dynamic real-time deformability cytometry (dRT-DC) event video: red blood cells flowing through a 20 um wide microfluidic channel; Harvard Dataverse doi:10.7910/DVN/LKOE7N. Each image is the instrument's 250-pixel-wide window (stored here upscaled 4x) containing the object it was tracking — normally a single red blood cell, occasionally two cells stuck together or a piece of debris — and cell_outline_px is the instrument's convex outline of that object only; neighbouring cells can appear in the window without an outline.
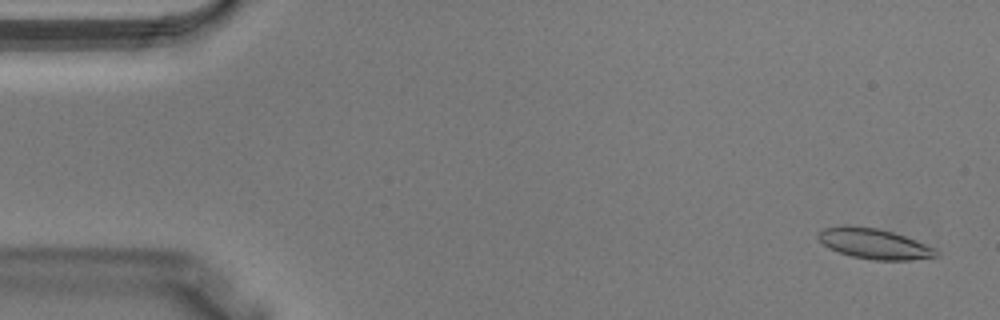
{"species": "Egyptian fruit bat (a non-hibernating species)", "species_latin": "Rousettus aegyptiacus", "temperature_condition": "warm", "stored_images_in_passage": 39, "camera_frame_rate_fps": 3000, "um_per_image_px": 0.085, "animal": {"sex": "male"}, "frame": {"image": 1, "passage_image": 2, "time_ms": 0.333, "image_size_px": [1000, 320], "cell_outline_px": [[940, 256], [908, 260], [872, 260], [852, 256], [840, 252], [824, 244], [816, 236], [824, 228], [844, 224], [848, 224], [880, 228], [904, 236], [936, 248], [940, 252]], "centroid_in_image_um": [74.33, 20.7], "position_along_channel_um": 10.7, "area_um2": 20.92}}
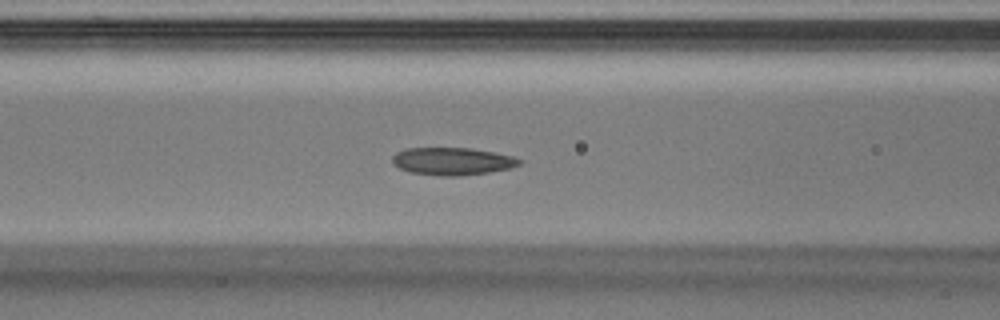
{"frame": {"image": 2, "passage_image": 16, "time_ms": 5.0, "image_size_px": [1000, 320], "cell_outline_px": [[524, 160], [520, 164], [508, 168], [488, 172], [460, 176], [440, 176], [412, 172], [400, 168], [392, 160], [392, 156], [396, 152], [408, 148], [472, 148], [512, 156]], "centroid_in_image_um": [38.46, 13.7], "position_along_channel_um": 128.1, "area_um2": 20.17}}
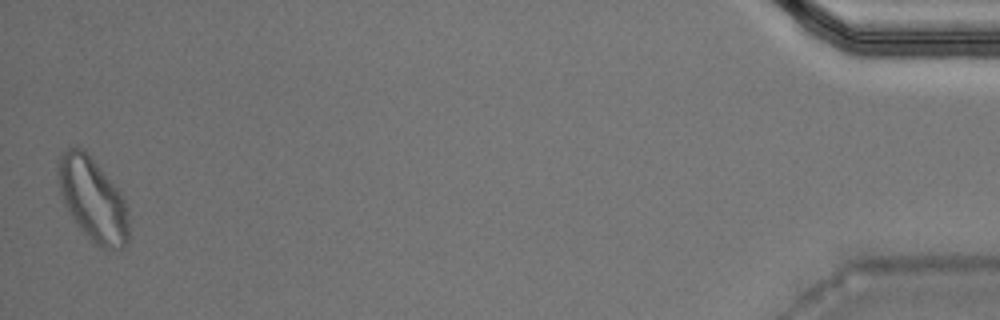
{"frame": {"image": 3, "passage_image": 39, "time_ms": 12.667, "image_size_px": [1000, 320], "cell_outline_px": [[128, 240], [120, 248], [104, 248], [96, 244], [84, 232], [72, 216], [64, 204], [60, 192], [56, 172], [56, 168], [60, 152], [76, 144], [84, 148], [120, 192], [124, 200], [128, 216]], "centroid_in_image_um": [7.83, 16.86], "position_along_channel_um": 427.4, "area_um2": 34.1}}